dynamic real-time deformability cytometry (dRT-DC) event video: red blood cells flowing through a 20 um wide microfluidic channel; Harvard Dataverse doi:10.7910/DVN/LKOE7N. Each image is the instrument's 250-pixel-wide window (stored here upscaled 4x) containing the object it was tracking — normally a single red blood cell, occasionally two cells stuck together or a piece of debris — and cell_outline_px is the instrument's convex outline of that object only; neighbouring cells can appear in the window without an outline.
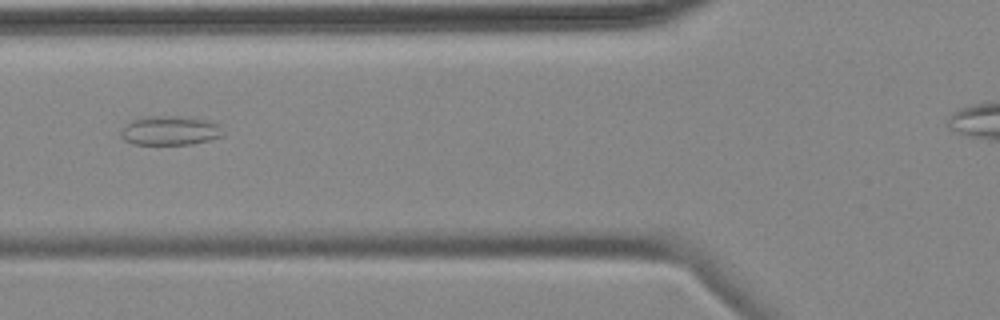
{"species": "common noctule bat (a hibernating species)", "species_latin": "Nyctalus noctula", "temperature_condition": "cold", "stored_images_in_passage": 6, "camera_frame_rate_fps": 3000, "um_per_image_px": 0.085, "animal": {"sex": "female", "body_mass_g": 18.4}, "frame": {"image": 1, "passage_image": 2, "time_ms": 1.333, "image_size_px": [1000, 320], "cell_outline_px": [[224, 136], [192, 144], [132, 144], [124, 140], [120, 136], [120, 132], [132, 120], [140, 116], [176, 116], [208, 120], [220, 124]], "centroid_in_image_um": [14.46, 11.09], "position_along_channel_um": 111.3, "area_um2": 17.46}}
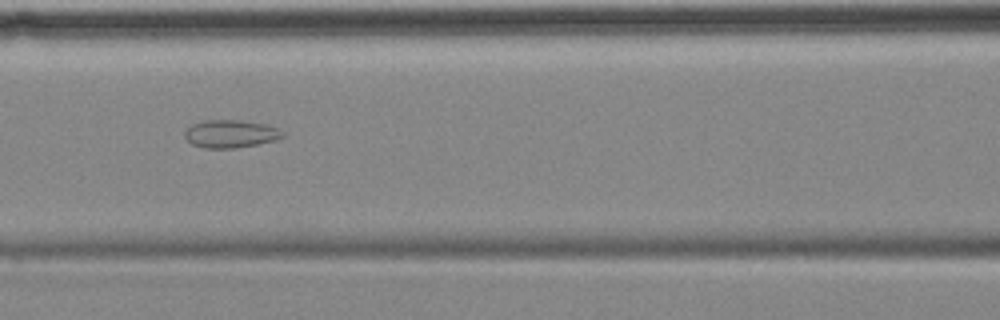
{"frame": {"image": 2, "passage_image": 3, "time_ms": 2.333, "image_size_px": [1000, 320], "cell_outline_px": [[284, 136], [276, 140], [256, 144], [232, 148], [204, 148], [192, 144], [184, 136], [184, 132], [192, 124], [204, 120], [240, 120], [264, 124], [276, 128]], "centroid_in_image_um": [19.55, 11.37], "position_along_channel_um": 147.1, "area_um2": 15.61}}